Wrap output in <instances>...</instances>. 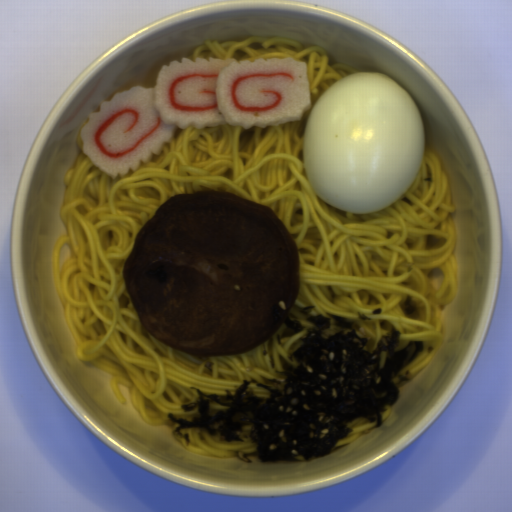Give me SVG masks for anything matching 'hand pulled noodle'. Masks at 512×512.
Instances as JSON below:
<instances>
[{"label":"hand pulled noodle","instance_id":"14784b9a","mask_svg":"<svg viewBox=\"0 0 512 512\" xmlns=\"http://www.w3.org/2000/svg\"><path fill=\"white\" fill-rule=\"evenodd\" d=\"M290 57L305 62L311 108L336 82L359 73L331 63L319 45L303 48L283 36H252L241 41L212 40L186 58ZM311 110V109H310ZM310 110L299 121L252 127L227 122L216 127L176 129L168 143L137 170L112 178L81 149L65 178L61 209L66 233L56 246L53 277L63 314L74 336L77 357L111 374L112 391L127 400L150 426H178L169 413L187 420L198 407L182 405L205 395H234L243 381L276 378L279 356L302 345L313 324L308 317L329 313L356 320L369 353L392 327L400 332L395 350L423 341L420 354L394 378L409 384L441 351L443 308L458 296V228L450 179L440 157L423 147L418 171L399 199L372 213H349L319 198L304 163L303 137ZM228 191L273 209L293 235L299 254L301 288L290 314L304 330L274 334L275 369L266 340L243 354L196 356L179 352L149 334L128 294L122 270L134 238L156 209L173 195ZM411 295L420 310L407 318L400 304ZM315 306L308 316L301 306Z\"/></svg>","mask_w":512,"mask_h":512},{"label":"hand pulled noodle","instance_id":"772679e5","mask_svg":"<svg viewBox=\"0 0 512 512\" xmlns=\"http://www.w3.org/2000/svg\"><path fill=\"white\" fill-rule=\"evenodd\" d=\"M252 429V426H245L243 428L240 433L243 442L235 440L222 442L219 440L218 435H210L207 432L202 433L201 436L204 439H201L199 437V429L197 427L184 428L180 431L181 434L189 435V445H186L185 438H181L178 435H176V438L189 453L201 458L226 459L229 457H238L243 461L242 457L244 454L257 451L256 444L252 443L249 438Z\"/></svg>","mask_w":512,"mask_h":512},{"label":"hand pulled noodle","instance_id":"2289bc40","mask_svg":"<svg viewBox=\"0 0 512 512\" xmlns=\"http://www.w3.org/2000/svg\"><path fill=\"white\" fill-rule=\"evenodd\" d=\"M350 427L352 429V432L348 433L345 437L340 439L334 448L342 447L348 443H351L359 439L360 437L366 435L374 428H376L377 424L376 422H369L367 420L359 419L352 421Z\"/></svg>","mask_w":512,"mask_h":512},{"label":"hand pulled noodle","instance_id":"bd1af8b7","mask_svg":"<svg viewBox=\"0 0 512 512\" xmlns=\"http://www.w3.org/2000/svg\"><path fill=\"white\" fill-rule=\"evenodd\" d=\"M250 389L253 390L254 394L257 395V397H263V398H267L270 396L269 392L263 388L262 386H256L255 383H250L249 386H248Z\"/></svg>","mask_w":512,"mask_h":512},{"label":"hand pulled noodle","instance_id":"8796e031","mask_svg":"<svg viewBox=\"0 0 512 512\" xmlns=\"http://www.w3.org/2000/svg\"><path fill=\"white\" fill-rule=\"evenodd\" d=\"M392 408H393L392 405H387L386 406V411H383V413H382V424L384 422H386L388 420V418L390 417Z\"/></svg>","mask_w":512,"mask_h":512},{"label":"hand pulled noodle","instance_id":"2babfb4a","mask_svg":"<svg viewBox=\"0 0 512 512\" xmlns=\"http://www.w3.org/2000/svg\"><path fill=\"white\" fill-rule=\"evenodd\" d=\"M226 409H227L226 406H220L219 404H216V403H212L211 406H210V410L212 412L226 410Z\"/></svg>","mask_w":512,"mask_h":512}]
</instances>
